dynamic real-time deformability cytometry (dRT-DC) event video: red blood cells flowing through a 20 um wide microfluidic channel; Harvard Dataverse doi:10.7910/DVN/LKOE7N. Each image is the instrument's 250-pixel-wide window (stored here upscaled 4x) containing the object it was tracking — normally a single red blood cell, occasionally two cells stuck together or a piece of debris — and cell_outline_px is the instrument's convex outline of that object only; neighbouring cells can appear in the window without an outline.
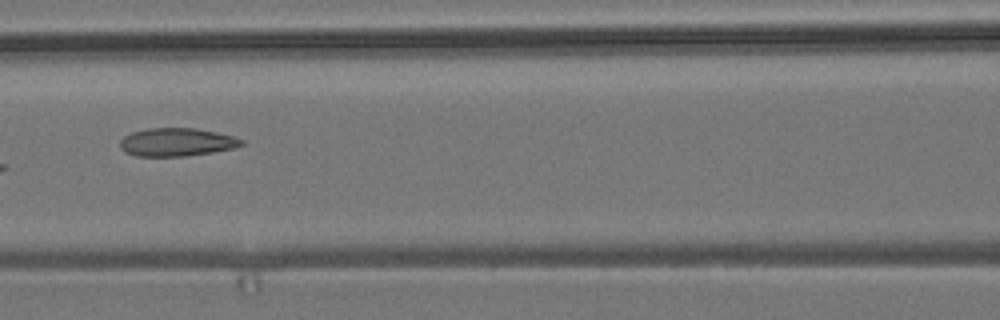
{"species": "common noctule bat (a hibernating species)", "species_latin": "Nyctalus noctula", "temperature_condition": "room temperature", "stored_images_in_passage": 11, "camera_frame_rate_fps": 3000, "um_per_image_px": 0.085, "animal": {"sex": "male", "body_mass_g": 19.2, "forearm_length_mm": 51.8}, "frame": {"image": 1, "passage_image": 7, "time_ms": 8.0, "image_size_px": [1000, 320], "cell_outline_px": [[244, 144], [232, 148], [212, 152], [184, 156], [136, 156], [124, 152], [120, 148], [120, 140], [124, 136], [132, 132], [148, 128], [196, 128], [216, 132], [232, 136], [244, 140]], "centroid_in_image_um": [14.99, 12.08], "position_along_channel_um": 151.6, "area_um2": 19.88}}
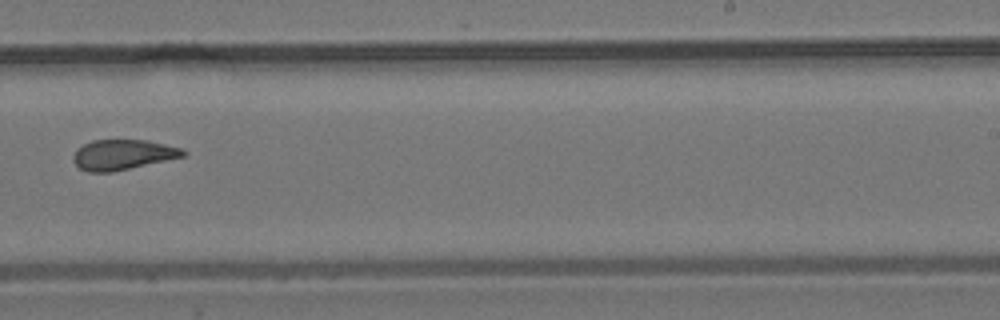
{"frame": {"image": 2, "passage_image": 10, "time_ms": 11.333, "image_size_px": [1000, 320], "cell_outline_px": [[188, 152], [184, 156], [112, 172], [88, 172], [80, 168], [72, 160], [72, 156], [76, 148], [92, 140], [148, 140], [184, 148]], "centroid_in_image_um": [10.43, 13.14], "position_along_channel_um": 278.6, "area_um2": 19.42}}
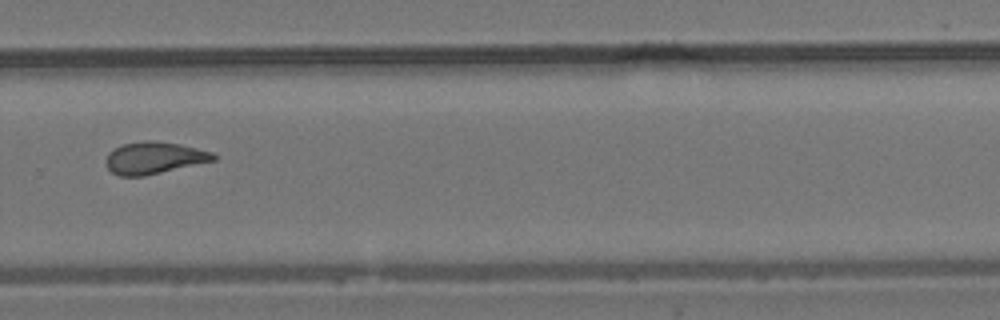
{"frame": {"image": 3, "passage_image": 11, "time_ms": 12.333, "image_size_px": [1000, 320], "cell_outline_px": [[216, 160], [144, 176], [120, 176], [112, 172], [108, 168], [104, 160], [108, 152], [124, 144], [144, 140], [156, 140], [180, 144], [212, 152], [216, 156]], "centroid_in_image_um": [13.08, 13.41], "position_along_channel_um": 316.7, "area_um2": 20.06}}